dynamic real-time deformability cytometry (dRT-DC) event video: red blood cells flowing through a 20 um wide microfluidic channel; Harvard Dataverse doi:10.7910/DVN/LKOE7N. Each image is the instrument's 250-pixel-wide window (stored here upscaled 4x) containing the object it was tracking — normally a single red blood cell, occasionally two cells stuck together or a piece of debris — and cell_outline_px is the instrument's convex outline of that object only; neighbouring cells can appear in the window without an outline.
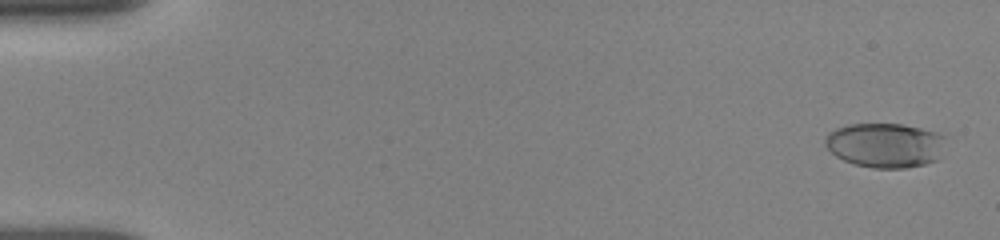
{"species": "human", "species_latin": "Homo sapiens", "temperature_condition": "room temperature", "stored_images_in_passage": 72, "camera_frame_rate_fps": 3000, "um_per_image_px": 0.085, "donor": {"sex": "female"}, "frame": {"image": 1, "passage_image": 2, "time_ms": 0.333, "image_size_px": [1000, 240], "cell_outline_px": [[944, 136], [940, 160], [924, 164], [904, 168], [872, 168], [856, 164], [844, 160], [836, 156], [824, 144], [824, 140], [828, 132], [836, 128], [848, 124], [900, 124], [920, 128], [936, 132]], "centroid_in_image_um": [75.22, 12.34], "position_along_channel_um": 9.8, "area_um2": 31.27}}
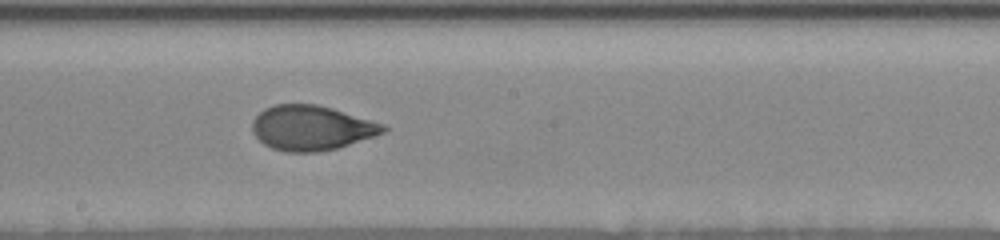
{"frame": {"image": 2, "passage_image": 40, "time_ms": 9.667, "image_size_px": [1000, 240], "cell_outline_px": [[388, 128], [384, 132], [340, 148], [316, 152], [288, 152], [272, 148], [264, 144], [252, 132], [252, 120], [264, 108], [276, 104], [316, 104], [332, 108], [372, 120], [384, 124]], "centroid_in_image_um": [26.47, 10.87], "position_along_channel_um": 221.7, "area_um2": 34.22}}
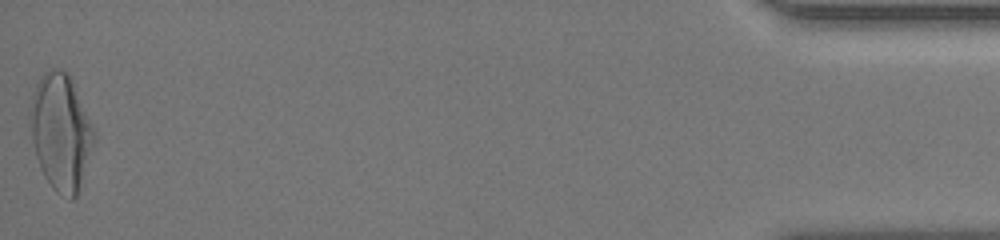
{"frame": {"image": 3, "passage_image": 72, "time_ms": 17.333, "image_size_px": [1000, 240], "cell_outline_px": [[96, 140], [76, 196], [72, 200], [56, 192], [52, 188], [44, 176], [40, 168], [36, 156], [32, 140], [32, 96], [36, 84], [40, 76], [44, 72], [52, 68], [56, 68], [68, 72], [72, 80], [96, 132]], "centroid_in_image_um": [5.2, 11.22], "position_along_channel_um": 430.0, "area_um2": 42.89}, "authors_computed_cell_mechanics": {"area_um2": 33.813, "velocity_mm_per_s": 3.8588, "shape_relaxation_time_tau1_ms": 3.7325, "shape_relaxation_time_tau2_ms": 0.8948, "deformation_change_tau1": 0.1714, "deformation_change_tau2": 0.0629}}